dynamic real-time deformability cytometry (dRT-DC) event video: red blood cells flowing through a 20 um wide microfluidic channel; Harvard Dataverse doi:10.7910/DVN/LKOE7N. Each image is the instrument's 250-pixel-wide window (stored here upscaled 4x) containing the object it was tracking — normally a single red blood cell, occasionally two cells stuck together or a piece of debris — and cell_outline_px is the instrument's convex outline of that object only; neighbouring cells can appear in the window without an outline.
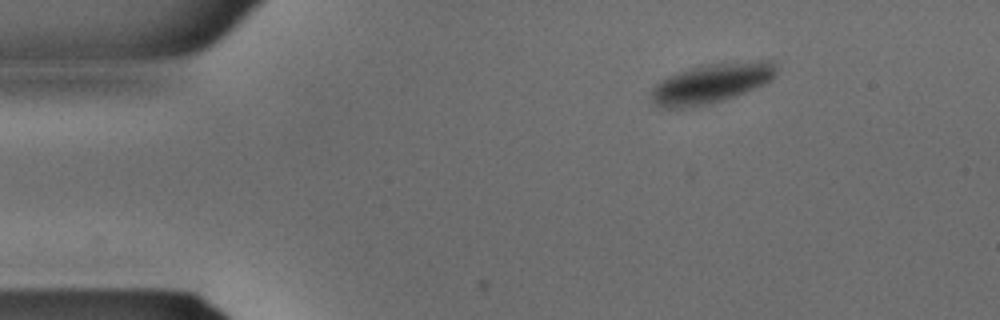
{"species": "common noctule bat (a hibernating species)", "species_latin": "Nyctalus noctula", "temperature_condition": "warm", "stored_images_in_passage": 37, "camera_frame_rate_fps": 3000, "um_per_image_px": 0.085, "animal": {"sex": "male", "body_mass_g": 15.6}, "frame": {"image": 1, "passage_image": 6, "time_ms": 1.667, "image_size_px": [1000, 320], "cell_outline_px": [[776, 72], [772, 80], [764, 84], [736, 96], [712, 104], [684, 108], [664, 108], [652, 104], [648, 96], [652, 88], [660, 80], [668, 76], [692, 68], [708, 64], [760, 60], [772, 60], [776, 68]], "centroid_in_image_um": [60.43, 7.11], "position_along_channel_um": 24.6, "area_um2": 29.13}}
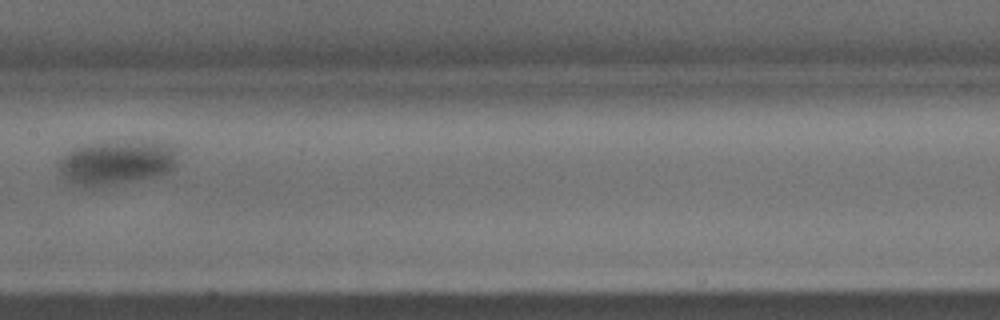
{"frame": {"image": 2, "passage_image": 19, "time_ms": 6.0, "image_size_px": [1000, 320], "cell_outline_px": [[176, 164], [168, 172], [156, 176], [136, 180], [92, 188], [88, 188], [72, 184], [60, 172], [60, 160], [68, 152], [76, 148], [108, 140], [136, 136], [164, 140], [176, 144]], "centroid_in_image_um": [10.04, 13.72], "position_along_channel_um": 197.4, "area_um2": 32.25}}
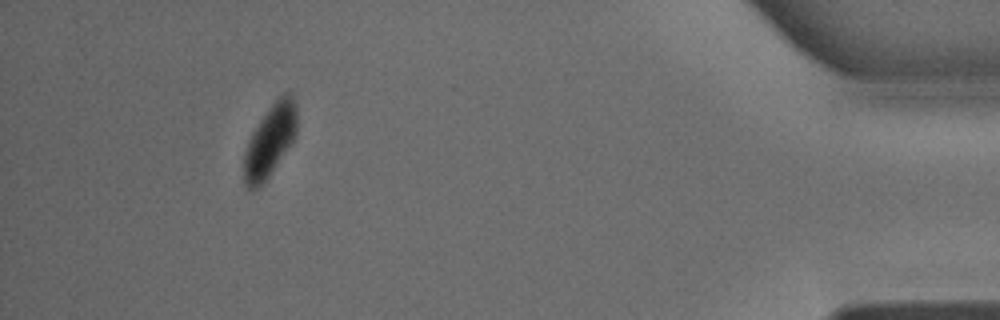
{"frame": {"image": 3, "passage_image": 34, "time_ms": 11.0, "image_size_px": [1000, 320], "cell_outline_px": [[296, 136], [268, 176], [256, 188], [248, 188], [244, 184], [244, 152], [252, 132], [268, 108], [284, 92], [292, 92], [296, 104]], "centroid_in_image_um": [22.95, 11.9], "position_along_channel_um": 412.2, "area_um2": 21.79}}